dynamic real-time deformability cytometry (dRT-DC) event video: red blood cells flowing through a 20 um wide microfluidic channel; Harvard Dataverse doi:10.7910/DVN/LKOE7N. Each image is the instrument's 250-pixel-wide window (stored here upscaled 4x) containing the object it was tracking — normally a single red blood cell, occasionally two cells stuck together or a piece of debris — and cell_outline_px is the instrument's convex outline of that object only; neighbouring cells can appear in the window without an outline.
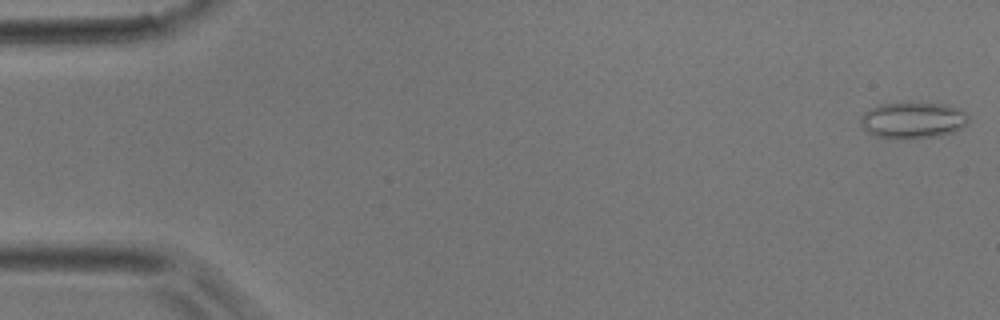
{"species": "common noctule bat (a hibernating species)", "species_latin": "Nyctalus noctula", "temperature_condition": "room temperature", "stored_images_in_passage": 45, "camera_frame_rate_fps": 3000, "um_per_image_px": 0.085, "animal": {"sex": "male", "body_mass_g": 17.9}, "frame": {"image": 1, "passage_image": 1, "time_ms": 0.0, "image_size_px": [1000, 320], "cell_outline_px": [[968, 124], [952, 132], [940, 136], [908, 140], [892, 140], [876, 136], [868, 132], [860, 124], [860, 116], [868, 108], [880, 104], [948, 104], [960, 108], [968, 112]], "centroid_in_image_um": [77.6, 10.25], "position_along_channel_um": 7.4, "area_um2": 23.29}}
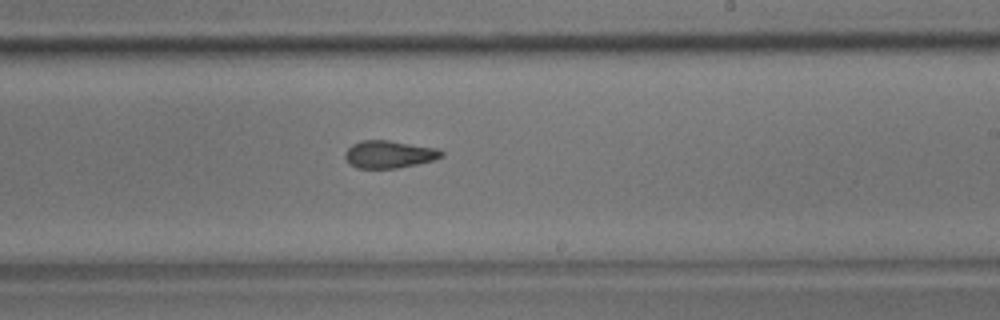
{"frame": {"image": 2, "passage_image": 27, "time_ms": 8.667, "image_size_px": [1000, 320], "cell_outline_px": [[444, 156], [432, 160], [416, 164], [396, 168], [356, 168], [348, 164], [344, 156], [344, 152], [352, 144], [360, 140], [388, 140], [440, 148], [444, 152]], "centroid_in_image_um": [33.06, 13.11], "position_along_channel_um": 255.9, "area_um2": 15.66}}
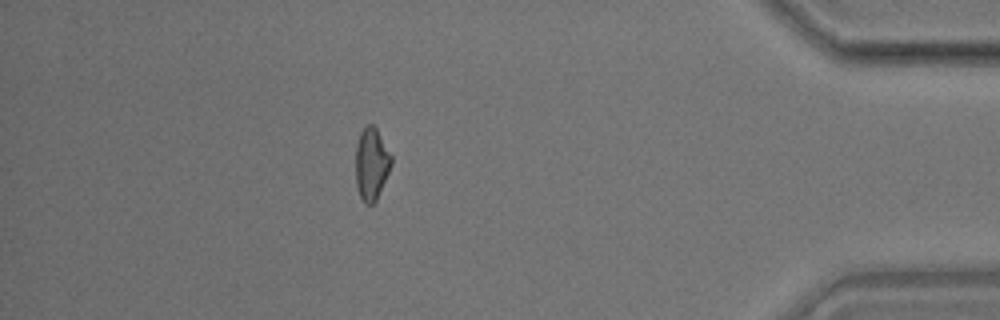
{"frame": {"image": 3, "passage_image": 40, "time_ms": 13.0, "image_size_px": [1000, 320], "cell_outline_px": [[392, 164], [376, 200], [372, 204], [364, 204], [360, 196], [356, 184], [356, 144], [360, 132], [368, 124], [372, 124], [376, 128], [392, 156]], "centroid_in_image_um": [31.57, 13.93], "position_along_channel_um": 403.6, "area_um2": 14.91}}